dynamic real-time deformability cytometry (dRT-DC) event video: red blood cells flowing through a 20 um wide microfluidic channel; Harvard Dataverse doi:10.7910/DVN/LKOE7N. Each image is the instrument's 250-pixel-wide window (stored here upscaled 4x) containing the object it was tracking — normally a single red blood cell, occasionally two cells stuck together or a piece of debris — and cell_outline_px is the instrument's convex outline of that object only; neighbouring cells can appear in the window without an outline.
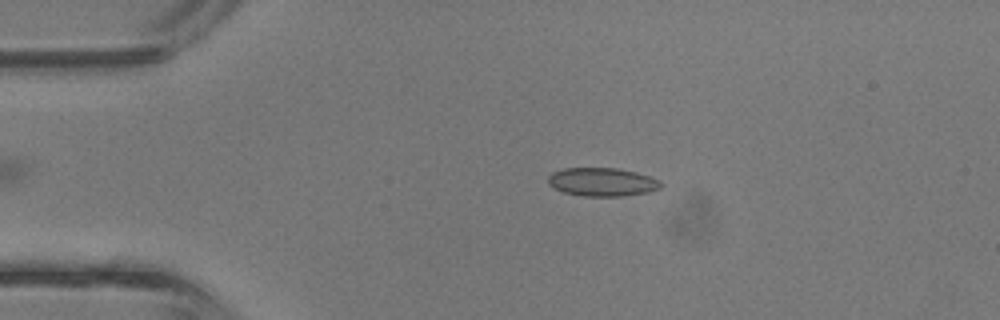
{"species": "common noctule bat (a hibernating species)", "species_latin": "Nyctalus noctula", "temperature_condition": "room temperature", "stored_images_in_passage": 3, "camera_frame_rate_fps": 3000, "um_per_image_px": 0.085, "animal": {"sex": "male", "body_mass_g": 13.3}, "frame": {"image": 1, "passage_image": 2, "time_ms": 0.333, "image_size_px": [1000, 320], "cell_outline_px": [[664, 184], [660, 188], [648, 192], [620, 196], [584, 196], [564, 192], [548, 184], [548, 176], [552, 172], [564, 168], [616, 168], [636, 172], [648, 176]], "centroid_in_image_um": [51.17, 15.46], "position_along_channel_um": 33.8, "area_um2": 18.5}}